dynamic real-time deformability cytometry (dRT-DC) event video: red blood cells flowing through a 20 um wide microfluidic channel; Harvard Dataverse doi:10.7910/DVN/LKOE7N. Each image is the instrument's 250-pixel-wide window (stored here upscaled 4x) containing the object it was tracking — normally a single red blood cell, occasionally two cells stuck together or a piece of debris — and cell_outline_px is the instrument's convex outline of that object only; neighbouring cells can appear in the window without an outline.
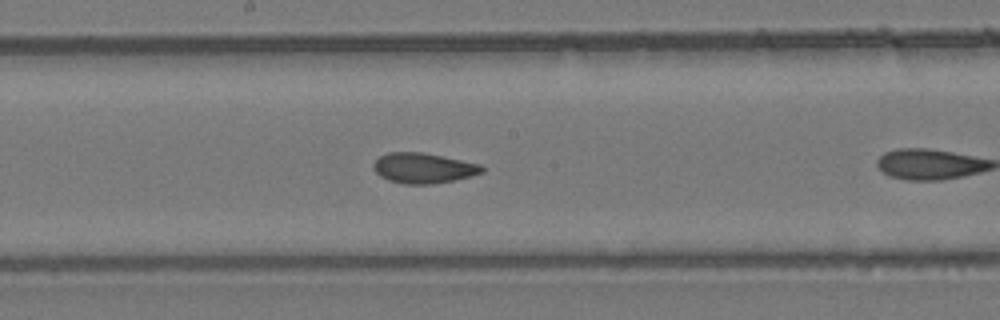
{"species": "common noctule bat (a hibernating species)", "species_latin": "Nyctalus noctula", "temperature_condition": "room temperature", "stored_images_in_passage": 18, "camera_frame_rate_fps": 3000, "um_per_image_px": 0.085, "animal": {"sex": "female", "body_mass_g": 24.6, "forearm_length_mm": 56.2}, "frame": {"image": 1, "passage_image": 8, "time_ms": 2.333, "image_size_px": [1000, 320], "cell_outline_px": [[484, 172], [472, 176], [432, 184], [404, 184], [388, 180], [380, 176], [372, 168], [372, 164], [380, 156], [388, 152], [424, 152], [480, 164], [484, 168]], "centroid_in_image_um": [35.97, 14.28], "position_along_channel_um": 212.2, "area_um2": 19.19}}
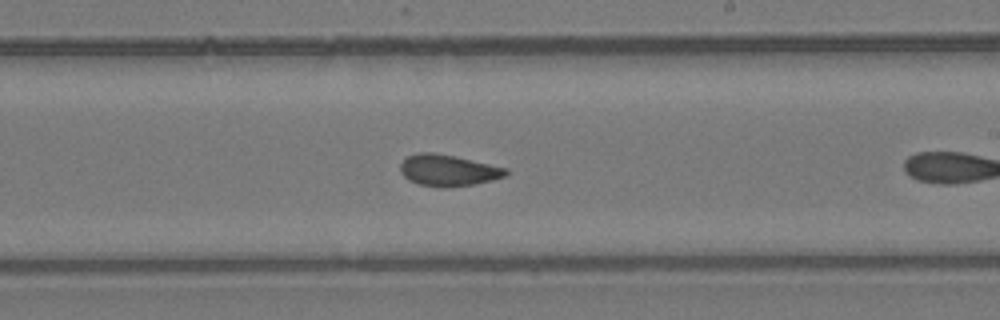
{"frame": {"image": 2, "passage_image": 11, "time_ms": 3.333, "image_size_px": [1000, 320], "cell_outline_px": [[508, 172], [504, 176], [492, 180], [472, 184], [444, 188], [420, 184], [408, 180], [400, 172], [400, 164], [408, 156], [420, 152], [432, 152], [456, 156], [508, 168]], "centroid_in_image_um": [38.08, 14.47], "position_along_channel_um": 250.9, "area_um2": 19.25}}